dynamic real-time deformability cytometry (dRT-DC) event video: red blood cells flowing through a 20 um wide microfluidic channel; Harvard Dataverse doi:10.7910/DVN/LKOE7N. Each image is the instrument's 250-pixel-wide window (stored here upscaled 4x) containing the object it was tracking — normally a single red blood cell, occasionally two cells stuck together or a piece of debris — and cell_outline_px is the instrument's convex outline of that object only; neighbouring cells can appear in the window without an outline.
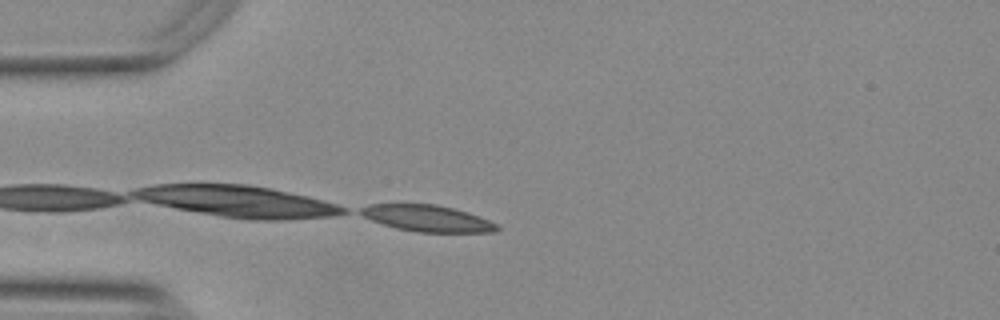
{"species": "Egyptian fruit bat (a non-hibernating species)", "species_latin": "Rousettus aegyptiacus", "temperature_condition": "warm", "stored_images_in_passage": 3, "camera_frame_rate_fps": 3000, "um_per_image_px": 0.085, "animal": {"sex": "female"}, "frame": {"image": 1, "passage_image": 3, "time_ms": 0.667, "image_size_px": [1000, 320], "cell_outline_px": [[500, 228], [496, 232], [416, 232], [396, 228], [372, 220], [356, 212], [360, 208], [368, 204], [436, 204], [468, 212], [488, 220], [496, 224]], "centroid_in_image_um": [36.3, 18.55], "position_along_channel_um": 48.7, "area_um2": 20.92}}